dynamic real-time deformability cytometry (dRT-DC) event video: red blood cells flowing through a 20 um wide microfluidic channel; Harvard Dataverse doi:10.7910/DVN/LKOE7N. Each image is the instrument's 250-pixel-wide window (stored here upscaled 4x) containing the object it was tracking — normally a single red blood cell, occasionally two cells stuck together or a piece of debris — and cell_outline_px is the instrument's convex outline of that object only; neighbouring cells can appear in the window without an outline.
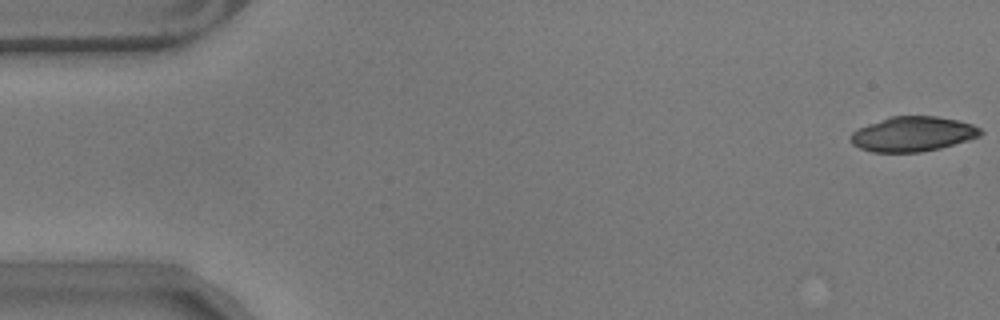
{"species": "common noctule bat (a hibernating species)", "species_latin": "Nyctalus noctula", "temperature_condition": "warm", "stored_images_in_passage": 9, "camera_frame_rate_fps": 3000, "um_per_image_px": 0.085, "animal": {"sex": "male", "body_mass_g": 17.9}, "frame": {"image": 1, "passage_image": 1, "time_ms": 0.0, "image_size_px": [1000, 320], "cell_outline_px": [[984, 132], [980, 136], [940, 148], [920, 152], [872, 152], [860, 148], [852, 144], [852, 132], [868, 124], [892, 116], [936, 116], [956, 120], [972, 124], [980, 128]], "centroid_in_image_um": [77.61, 11.39], "position_along_channel_um": 7.4, "area_um2": 26.07}}